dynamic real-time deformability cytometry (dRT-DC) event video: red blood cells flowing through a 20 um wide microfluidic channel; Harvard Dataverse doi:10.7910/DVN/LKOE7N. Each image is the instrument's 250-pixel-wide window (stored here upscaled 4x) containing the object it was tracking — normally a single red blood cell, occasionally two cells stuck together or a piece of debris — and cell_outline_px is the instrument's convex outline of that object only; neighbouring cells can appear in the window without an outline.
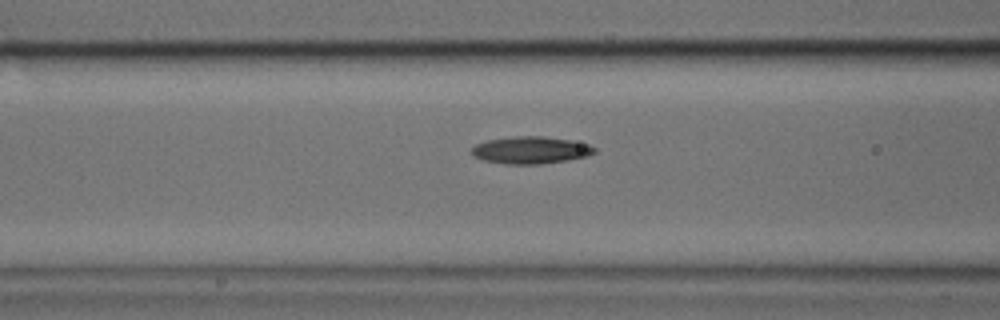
{"species": "common noctule bat (a hibernating species)", "species_latin": "Nyctalus noctula", "temperature_condition": "cold", "stored_images_in_passage": 33, "camera_frame_rate_fps": 3000, "um_per_image_px": 0.085, "animal": {"sex": "male", "body_mass_g": 17.9, "forearm_length_mm": 54.2}, "frame": {"image": 1, "passage_image": 9, "time_ms": 2.667, "image_size_px": [1000, 320], "cell_outline_px": [[596, 152], [588, 156], [568, 160], [540, 164], [504, 164], [484, 160], [472, 156], [472, 148], [476, 144], [488, 140], [516, 136], [544, 136], [572, 140], [588, 144], [596, 148]], "centroid_in_image_um": [45.13, 12.76], "position_along_channel_um": 121.5, "area_um2": 19.54}}
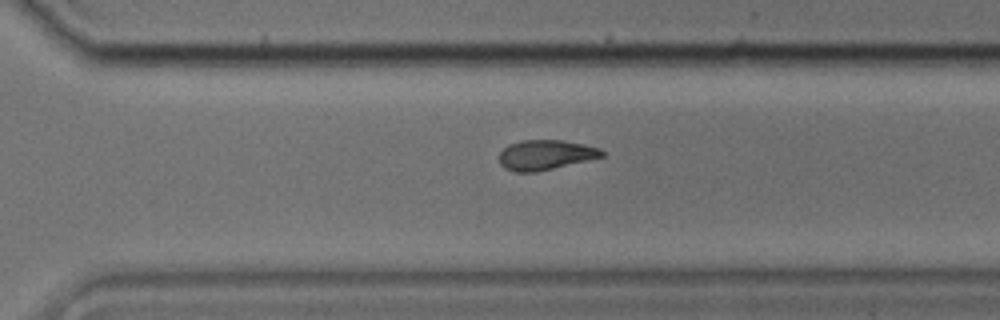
{"frame": {"image": 2, "passage_image": 24, "time_ms": 7.667, "image_size_px": [1000, 320], "cell_outline_px": [[604, 156], [536, 172], [512, 172], [504, 168], [500, 164], [500, 152], [508, 144], [524, 140], [564, 140], [584, 144], [600, 148], [604, 152]], "centroid_in_image_um": [46.35, 13.16], "position_along_channel_um": 324.3, "area_um2": 17.86}}
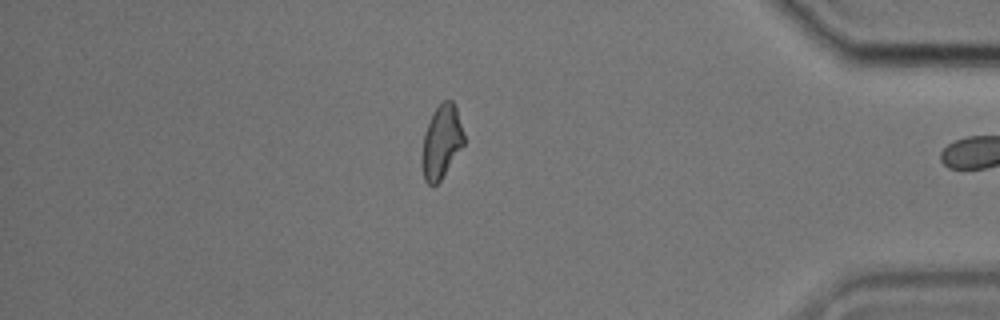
{"frame": {"image": 3, "passage_image": 32, "time_ms": 10.333, "image_size_px": [1000, 320], "cell_outline_px": [[464, 144], [440, 180], [432, 188], [424, 180], [420, 164], [420, 160], [424, 136], [432, 112], [444, 100], [452, 100], [456, 108], [464, 136]], "centroid_in_image_um": [37.49, 12.1], "position_along_channel_um": 397.7, "area_um2": 17.86}}